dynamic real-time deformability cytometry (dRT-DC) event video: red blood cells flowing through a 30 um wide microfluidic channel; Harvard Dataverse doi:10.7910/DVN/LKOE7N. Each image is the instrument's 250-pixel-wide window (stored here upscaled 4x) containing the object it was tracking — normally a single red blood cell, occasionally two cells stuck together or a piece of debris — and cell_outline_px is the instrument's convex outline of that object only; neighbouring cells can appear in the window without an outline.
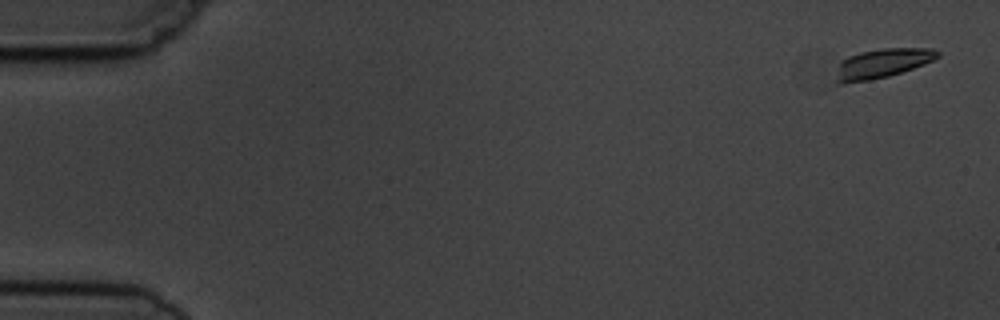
{"species": "common noctule bat (a hibernating species)", "species_latin": "Nyctalus noctula", "temperature_condition": "cold", "stored_images_in_passage": 4, "camera_frame_rate_fps": 3000, "um_per_image_px": 0.085, "animal": {"sex": "male", "body_mass_g": 19.5, "forearm_length_mm": 54.6}, "frame": {"image": 1, "passage_image": 1, "time_ms": 0.0, "image_size_px": [1000, 320], "cell_outline_px": [[940, 56], [924, 64], [888, 76], [868, 80], [844, 84], [836, 84], [836, 80], [840, 60], [848, 56], [860, 52], [884, 48], [936, 48], [940, 52]], "centroid_in_image_um": [74.98, 5.38], "position_along_channel_um": 10.0, "area_um2": 17.28}}